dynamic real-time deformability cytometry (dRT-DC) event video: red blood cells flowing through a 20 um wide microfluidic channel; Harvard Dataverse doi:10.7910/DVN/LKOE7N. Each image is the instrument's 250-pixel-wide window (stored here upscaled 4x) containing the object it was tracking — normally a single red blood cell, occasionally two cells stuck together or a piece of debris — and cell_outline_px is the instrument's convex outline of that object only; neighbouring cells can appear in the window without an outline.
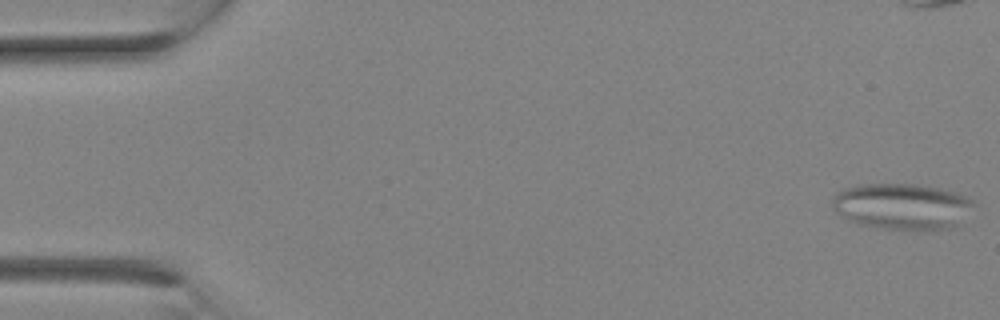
{"species": "Egyptian fruit bat (a non-hibernating species)", "species_latin": "Rousettus aegyptiacus", "temperature_condition": "room temperature", "stored_images_in_passage": 9, "camera_frame_rate_fps": 3000, "um_per_image_px": 0.085, "animal": {"sex": "female"}, "frame": {"image": 1, "passage_image": 1, "time_ms": 0.0, "image_size_px": [1000, 320], "cell_outline_px": [[976, 204], [952, 228], [936, 232], [884, 228], [860, 224], [836, 212], [832, 208], [832, 200], [836, 192], [844, 188], [856, 184], [916, 184], [940, 188], [956, 192], [976, 200]], "centroid_in_image_um": [76.71, 17.54], "position_along_channel_um": 8.3, "area_um2": 38.44}}